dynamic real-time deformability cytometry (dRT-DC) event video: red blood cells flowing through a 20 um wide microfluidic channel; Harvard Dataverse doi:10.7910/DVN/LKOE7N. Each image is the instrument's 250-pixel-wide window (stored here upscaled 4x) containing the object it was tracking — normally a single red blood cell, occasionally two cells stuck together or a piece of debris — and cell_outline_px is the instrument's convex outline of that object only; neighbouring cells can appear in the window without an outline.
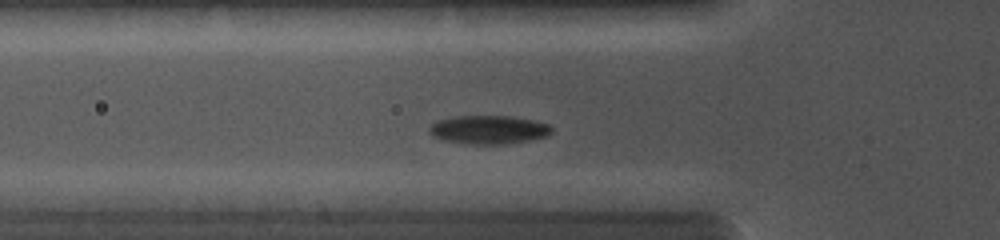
{"species": "common noctule bat (a hibernating species)", "species_latin": "Nyctalus noctula", "temperature_condition": "cold", "stored_images_in_passage": 23, "camera_frame_rate_fps": 5000, "um_per_image_px": 0.085, "animal": {"sex": "female", "body_mass_g": 19.0, "forearm_length_mm": 56.7}, "frame": {"image": 1, "passage_image": 7, "time_ms": 2.6, "image_size_px": [1000, 240], "cell_outline_px": [[552, 132], [548, 136], [528, 140], [500, 144], [472, 144], [444, 140], [428, 132], [428, 128], [436, 120], [452, 116], [512, 116], [532, 120], [548, 124], [552, 128]], "centroid_in_image_um": [41.52, 11.01], "position_along_channel_um": 84.3, "area_um2": 20.23}}
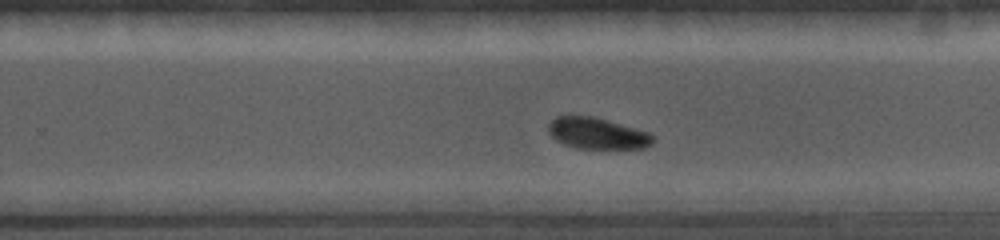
{"frame": {"image": 2, "passage_image": 16, "time_ms": 7.0, "image_size_px": [1000, 240], "cell_outline_px": [[656, 140], [652, 144], [644, 148], [576, 148], [564, 144], [556, 140], [548, 132], [548, 124], [556, 116], [592, 116], [648, 132], [656, 136]], "centroid_in_image_um": [50.78, 11.34], "position_along_channel_um": 279.0, "area_um2": 18.96}}
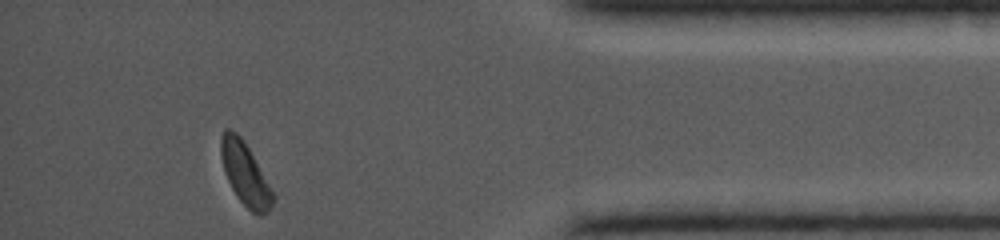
{"frame": {"image": 3, "passage_image": 23, "time_ms": 10.6, "image_size_px": [1000, 240], "cell_outline_px": [[276, 200], [268, 212], [260, 216], [252, 212], [236, 196], [224, 172], [220, 156], [220, 136], [224, 128], [228, 128], [236, 132], [240, 136], [248, 148], [276, 196]], "centroid_in_image_um": [20.83, 14.79], "position_along_channel_um": 414.4, "area_um2": 19.02}}